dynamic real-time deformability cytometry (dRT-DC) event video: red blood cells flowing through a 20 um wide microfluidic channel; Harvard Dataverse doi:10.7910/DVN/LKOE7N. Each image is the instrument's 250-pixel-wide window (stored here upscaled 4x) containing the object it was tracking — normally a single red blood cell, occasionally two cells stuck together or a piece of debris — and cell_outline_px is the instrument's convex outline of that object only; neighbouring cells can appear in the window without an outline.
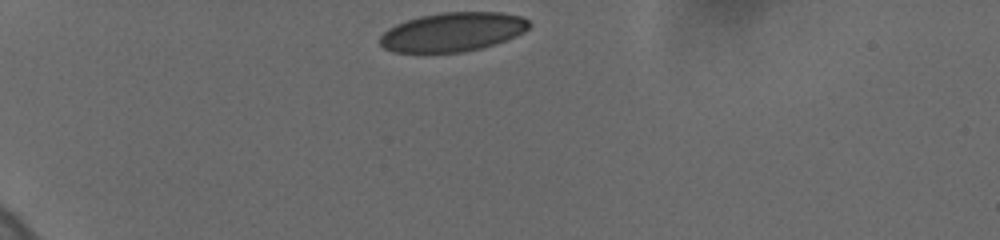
{"species": "human", "species_latin": "Homo sapiens", "temperature_condition": "cold", "stored_images_in_passage": 7, "camera_frame_rate_fps": 3000, "um_per_image_px": 0.085, "donor": {"sex": "female"}, "frame": {"image": 1, "passage_image": 1, "time_ms": 0.0, "image_size_px": [1000, 240], "cell_outline_px": [[532, 24], [524, 32], [516, 36], [496, 44], [464, 52], [392, 52], [384, 48], [380, 44], [380, 36], [388, 28], [396, 24], [420, 16], [440, 12], [500, 12], [520, 16], [528, 20]], "centroid_in_image_um": [38.48, 2.71], "position_along_channel_um": 46.5, "area_um2": 33.99}}
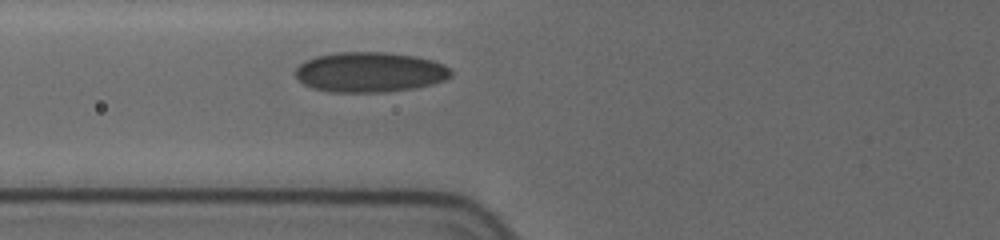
{"frame": {"image": 2, "passage_image": 7, "time_ms": 2.667, "image_size_px": [1000, 240], "cell_outline_px": [[452, 76], [444, 80], [432, 84], [412, 88], [384, 92], [332, 92], [312, 88], [304, 84], [296, 76], [296, 68], [304, 60], [316, 56], [336, 52], [388, 52], [416, 56], [432, 60], [444, 64], [452, 68]], "centroid_in_image_um": [31.46, 6.12], "position_along_channel_um": 94.3, "area_um2": 36.53}}